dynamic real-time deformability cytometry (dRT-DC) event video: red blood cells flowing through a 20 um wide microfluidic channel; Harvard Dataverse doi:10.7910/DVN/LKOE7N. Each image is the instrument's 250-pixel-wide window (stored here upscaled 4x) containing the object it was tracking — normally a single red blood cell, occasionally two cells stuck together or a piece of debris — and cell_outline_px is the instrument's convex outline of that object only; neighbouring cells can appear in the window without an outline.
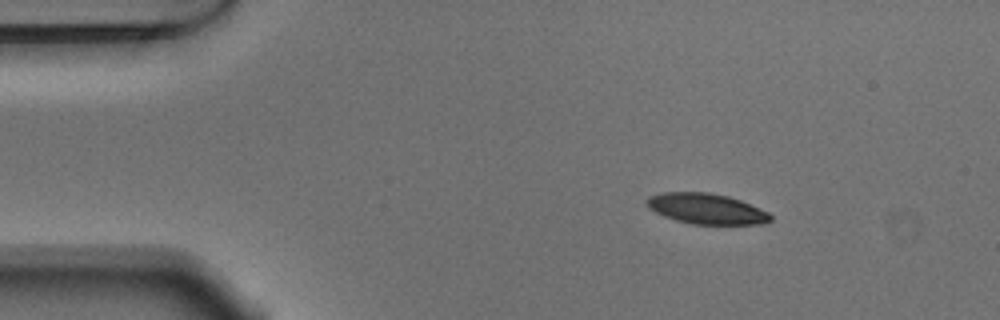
{"species": "Egyptian fruit bat (a non-hibernating species)", "species_latin": "Rousettus aegyptiacus", "temperature_condition": "warm", "stored_images_in_passage": 47, "camera_frame_rate_fps": 3000, "um_per_image_px": 0.085, "animal": {"sex": "male"}, "frame": {"image": 1, "passage_image": 1, "time_ms": 0.0, "image_size_px": [1000, 320], "cell_outline_px": [[772, 220], [760, 224], [692, 224], [676, 220], [664, 216], [648, 208], [644, 200], [648, 196], [664, 192], [708, 192], [728, 196], [740, 200], [768, 212], [772, 216]], "centroid_in_image_um": [60.01, 17.74], "position_along_channel_um": 25.0, "area_um2": 22.02}}
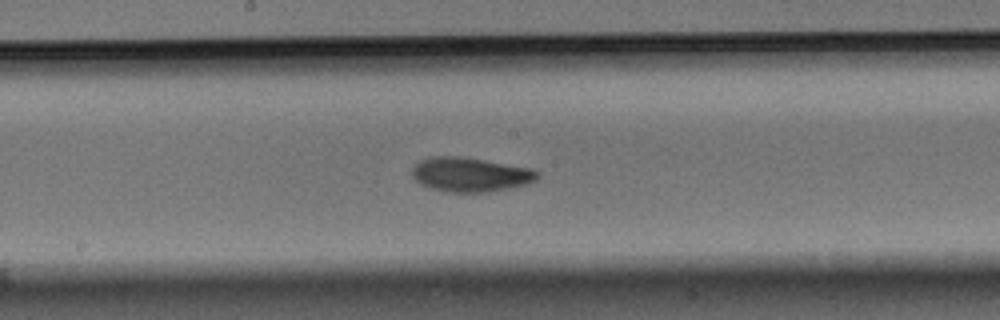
{"frame": {"image": 2, "passage_image": 21, "time_ms": 6.667, "image_size_px": [1000, 320], "cell_outline_px": [[540, 176], [536, 180], [528, 184], [488, 192], [448, 192], [432, 188], [420, 184], [412, 176], [412, 168], [420, 160], [432, 156], [460, 156], [532, 168], [540, 172]], "centroid_in_image_um": [40.0, 14.83], "position_along_channel_um": 208.2, "area_um2": 25.14}}
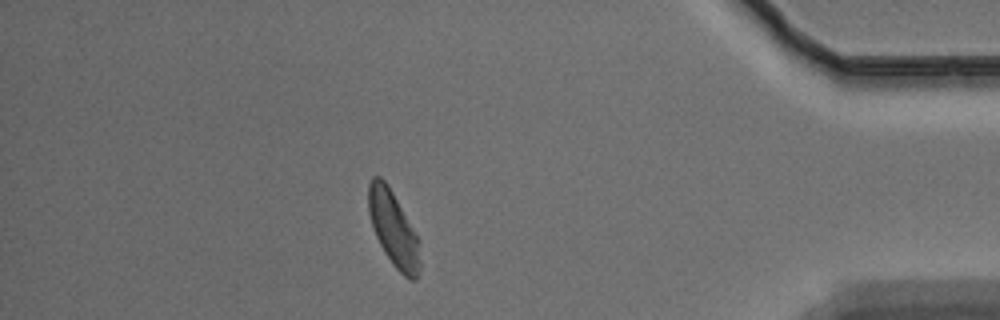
{"frame": {"image": 3, "passage_image": 40, "time_ms": 13.0, "image_size_px": [1000, 320], "cell_outline_px": [[420, 272], [416, 280], [408, 280], [392, 264], [384, 252], [376, 236], [368, 212], [368, 184], [372, 176], [380, 176], [388, 184], [420, 240]], "centroid_in_image_um": [33.46, 19.47], "position_along_channel_um": 401.7, "area_um2": 22.77}, "authors_computed_cell_mechanics": {"area_um2": 23.409, "velocity_mm_per_s": 3.7201, "shape_relaxation_time_tau1_ms": 3.4878, "shape_relaxation_time_tau2_ms": 4.0137, "deformation_change_tau1": 0.122, "deformation_change_tau2": 0.1018}}